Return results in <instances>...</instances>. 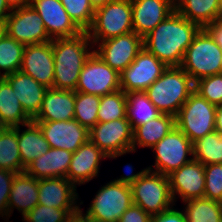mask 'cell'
I'll return each instance as SVG.
<instances>
[{"instance_id":"1","label":"cell","mask_w":222,"mask_h":222,"mask_svg":"<svg viewBox=\"0 0 222 222\" xmlns=\"http://www.w3.org/2000/svg\"><path fill=\"white\" fill-rule=\"evenodd\" d=\"M201 27L176 10L143 38L144 48L167 66H181L188 46Z\"/></svg>"},{"instance_id":"2","label":"cell","mask_w":222,"mask_h":222,"mask_svg":"<svg viewBox=\"0 0 222 222\" xmlns=\"http://www.w3.org/2000/svg\"><path fill=\"white\" fill-rule=\"evenodd\" d=\"M54 58L53 88L76 91L79 74L87 59L94 52V45L87 32L75 37L52 39Z\"/></svg>"},{"instance_id":"3","label":"cell","mask_w":222,"mask_h":222,"mask_svg":"<svg viewBox=\"0 0 222 222\" xmlns=\"http://www.w3.org/2000/svg\"><path fill=\"white\" fill-rule=\"evenodd\" d=\"M194 91V82L180 66H168L144 92L162 113L176 117Z\"/></svg>"},{"instance_id":"4","label":"cell","mask_w":222,"mask_h":222,"mask_svg":"<svg viewBox=\"0 0 222 222\" xmlns=\"http://www.w3.org/2000/svg\"><path fill=\"white\" fill-rule=\"evenodd\" d=\"M133 32L131 0H111L95 9L87 34L95 46L98 42Z\"/></svg>"},{"instance_id":"5","label":"cell","mask_w":222,"mask_h":222,"mask_svg":"<svg viewBox=\"0 0 222 222\" xmlns=\"http://www.w3.org/2000/svg\"><path fill=\"white\" fill-rule=\"evenodd\" d=\"M221 59V47L201 28L188 46L180 67L196 82L201 78L220 74Z\"/></svg>"},{"instance_id":"6","label":"cell","mask_w":222,"mask_h":222,"mask_svg":"<svg viewBox=\"0 0 222 222\" xmlns=\"http://www.w3.org/2000/svg\"><path fill=\"white\" fill-rule=\"evenodd\" d=\"M216 105L193 91L175 117V125L193 143L215 131Z\"/></svg>"},{"instance_id":"7","label":"cell","mask_w":222,"mask_h":222,"mask_svg":"<svg viewBox=\"0 0 222 222\" xmlns=\"http://www.w3.org/2000/svg\"><path fill=\"white\" fill-rule=\"evenodd\" d=\"M133 204L151 216L175 205L167 175L147 170L131 185Z\"/></svg>"},{"instance_id":"8","label":"cell","mask_w":222,"mask_h":222,"mask_svg":"<svg viewBox=\"0 0 222 222\" xmlns=\"http://www.w3.org/2000/svg\"><path fill=\"white\" fill-rule=\"evenodd\" d=\"M151 150L155 162L154 165L147 166L148 170L167 176L193 160L192 142L176 126Z\"/></svg>"},{"instance_id":"9","label":"cell","mask_w":222,"mask_h":222,"mask_svg":"<svg viewBox=\"0 0 222 222\" xmlns=\"http://www.w3.org/2000/svg\"><path fill=\"white\" fill-rule=\"evenodd\" d=\"M97 192L86 214L106 222H118L133 204L131 186L114 180L105 183Z\"/></svg>"},{"instance_id":"10","label":"cell","mask_w":222,"mask_h":222,"mask_svg":"<svg viewBox=\"0 0 222 222\" xmlns=\"http://www.w3.org/2000/svg\"><path fill=\"white\" fill-rule=\"evenodd\" d=\"M89 140L109 159L133 153V128L127 118L109 122H97L89 130Z\"/></svg>"},{"instance_id":"11","label":"cell","mask_w":222,"mask_h":222,"mask_svg":"<svg viewBox=\"0 0 222 222\" xmlns=\"http://www.w3.org/2000/svg\"><path fill=\"white\" fill-rule=\"evenodd\" d=\"M120 73L94 51L79 74L77 92L104 96L120 90Z\"/></svg>"},{"instance_id":"12","label":"cell","mask_w":222,"mask_h":222,"mask_svg":"<svg viewBox=\"0 0 222 222\" xmlns=\"http://www.w3.org/2000/svg\"><path fill=\"white\" fill-rule=\"evenodd\" d=\"M168 66L144 47L134 61L120 73V88L129 92L145 91Z\"/></svg>"},{"instance_id":"13","label":"cell","mask_w":222,"mask_h":222,"mask_svg":"<svg viewBox=\"0 0 222 222\" xmlns=\"http://www.w3.org/2000/svg\"><path fill=\"white\" fill-rule=\"evenodd\" d=\"M94 51L112 69L121 73L143 49V38L135 32L119 35L98 42Z\"/></svg>"},{"instance_id":"14","label":"cell","mask_w":222,"mask_h":222,"mask_svg":"<svg viewBox=\"0 0 222 222\" xmlns=\"http://www.w3.org/2000/svg\"><path fill=\"white\" fill-rule=\"evenodd\" d=\"M6 21L7 35L25 46L51 41L43 20L31 5L12 10Z\"/></svg>"},{"instance_id":"15","label":"cell","mask_w":222,"mask_h":222,"mask_svg":"<svg viewBox=\"0 0 222 222\" xmlns=\"http://www.w3.org/2000/svg\"><path fill=\"white\" fill-rule=\"evenodd\" d=\"M170 191L174 203L178 198L182 202L204 198L205 174L204 165L196 160L182 165L168 175Z\"/></svg>"},{"instance_id":"16","label":"cell","mask_w":222,"mask_h":222,"mask_svg":"<svg viewBox=\"0 0 222 222\" xmlns=\"http://www.w3.org/2000/svg\"><path fill=\"white\" fill-rule=\"evenodd\" d=\"M51 148L75 152L89 140V130L75 119L68 121H34Z\"/></svg>"},{"instance_id":"17","label":"cell","mask_w":222,"mask_h":222,"mask_svg":"<svg viewBox=\"0 0 222 222\" xmlns=\"http://www.w3.org/2000/svg\"><path fill=\"white\" fill-rule=\"evenodd\" d=\"M30 5L40 15L51 40L75 37L82 32L71 20L60 0H31Z\"/></svg>"},{"instance_id":"18","label":"cell","mask_w":222,"mask_h":222,"mask_svg":"<svg viewBox=\"0 0 222 222\" xmlns=\"http://www.w3.org/2000/svg\"><path fill=\"white\" fill-rule=\"evenodd\" d=\"M20 70L46 88H52L54 81L52 42L26 45Z\"/></svg>"},{"instance_id":"19","label":"cell","mask_w":222,"mask_h":222,"mask_svg":"<svg viewBox=\"0 0 222 222\" xmlns=\"http://www.w3.org/2000/svg\"><path fill=\"white\" fill-rule=\"evenodd\" d=\"M133 32L144 38L175 11L174 0H131Z\"/></svg>"},{"instance_id":"20","label":"cell","mask_w":222,"mask_h":222,"mask_svg":"<svg viewBox=\"0 0 222 222\" xmlns=\"http://www.w3.org/2000/svg\"><path fill=\"white\" fill-rule=\"evenodd\" d=\"M108 156L104 154L93 142L88 140L73 152L67 179L76 185H85L99 176L102 159Z\"/></svg>"},{"instance_id":"21","label":"cell","mask_w":222,"mask_h":222,"mask_svg":"<svg viewBox=\"0 0 222 222\" xmlns=\"http://www.w3.org/2000/svg\"><path fill=\"white\" fill-rule=\"evenodd\" d=\"M38 194V204L59 209H80L77 186L65 177L39 179Z\"/></svg>"},{"instance_id":"22","label":"cell","mask_w":222,"mask_h":222,"mask_svg":"<svg viewBox=\"0 0 222 222\" xmlns=\"http://www.w3.org/2000/svg\"><path fill=\"white\" fill-rule=\"evenodd\" d=\"M25 113L33 119L39 112L47 88L21 70L5 76Z\"/></svg>"},{"instance_id":"23","label":"cell","mask_w":222,"mask_h":222,"mask_svg":"<svg viewBox=\"0 0 222 222\" xmlns=\"http://www.w3.org/2000/svg\"><path fill=\"white\" fill-rule=\"evenodd\" d=\"M75 91L47 88L41 108L32 121L74 119Z\"/></svg>"},{"instance_id":"24","label":"cell","mask_w":222,"mask_h":222,"mask_svg":"<svg viewBox=\"0 0 222 222\" xmlns=\"http://www.w3.org/2000/svg\"><path fill=\"white\" fill-rule=\"evenodd\" d=\"M38 200V179L25 171L16 173L10 190L6 222H9L14 209H17L23 217L38 204Z\"/></svg>"},{"instance_id":"25","label":"cell","mask_w":222,"mask_h":222,"mask_svg":"<svg viewBox=\"0 0 222 222\" xmlns=\"http://www.w3.org/2000/svg\"><path fill=\"white\" fill-rule=\"evenodd\" d=\"M73 153L65 149L51 148L44 155H40L26 168L25 172L35 179L65 177L70 167Z\"/></svg>"},{"instance_id":"26","label":"cell","mask_w":222,"mask_h":222,"mask_svg":"<svg viewBox=\"0 0 222 222\" xmlns=\"http://www.w3.org/2000/svg\"><path fill=\"white\" fill-rule=\"evenodd\" d=\"M21 127L25 129L21 130ZM18 146L24 168L50 149L42 130L34 121L18 126Z\"/></svg>"},{"instance_id":"27","label":"cell","mask_w":222,"mask_h":222,"mask_svg":"<svg viewBox=\"0 0 222 222\" xmlns=\"http://www.w3.org/2000/svg\"><path fill=\"white\" fill-rule=\"evenodd\" d=\"M175 126V117L168 114H161L159 117L137 126L133 130L132 151L135 153L139 147H154Z\"/></svg>"},{"instance_id":"28","label":"cell","mask_w":222,"mask_h":222,"mask_svg":"<svg viewBox=\"0 0 222 222\" xmlns=\"http://www.w3.org/2000/svg\"><path fill=\"white\" fill-rule=\"evenodd\" d=\"M175 10L204 28L219 19V0H175Z\"/></svg>"},{"instance_id":"29","label":"cell","mask_w":222,"mask_h":222,"mask_svg":"<svg viewBox=\"0 0 222 222\" xmlns=\"http://www.w3.org/2000/svg\"><path fill=\"white\" fill-rule=\"evenodd\" d=\"M0 120L11 128L32 121L23 110L12 86L6 79L0 84Z\"/></svg>"},{"instance_id":"30","label":"cell","mask_w":222,"mask_h":222,"mask_svg":"<svg viewBox=\"0 0 222 222\" xmlns=\"http://www.w3.org/2000/svg\"><path fill=\"white\" fill-rule=\"evenodd\" d=\"M126 110V118L133 130L162 114L144 91L126 94Z\"/></svg>"},{"instance_id":"31","label":"cell","mask_w":222,"mask_h":222,"mask_svg":"<svg viewBox=\"0 0 222 222\" xmlns=\"http://www.w3.org/2000/svg\"><path fill=\"white\" fill-rule=\"evenodd\" d=\"M0 169L24 172L18 146V126L8 127L0 137Z\"/></svg>"},{"instance_id":"32","label":"cell","mask_w":222,"mask_h":222,"mask_svg":"<svg viewBox=\"0 0 222 222\" xmlns=\"http://www.w3.org/2000/svg\"><path fill=\"white\" fill-rule=\"evenodd\" d=\"M184 203L187 222H222V205L219 201L197 198Z\"/></svg>"},{"instance_id":"33","label":"cell","mask_w":222,"mask_h":222,"mask_svg":"<svg viewBox=\"0 0 222 222\" xmlns=\"http://www.w3.org/2000/svg\"><path fill=\"white\" fill-rule=\"evenodd\" d=\"M193 160L208 164L222 163V136L216 131L206 134L192 143Z\"/></svg>"},{"instance_id":"34","label":"cell","mask_w":222,"mask_h":222,"mask_svg":"<svg viewBox=\"0 0 222 222\" xmlns=\"http://www.w3.org/2000/svg\"><path fill=\"white\" fill-rule=\"evenodd\" d=\"M100 97L75 91L74 119L88 130L98 122Z\"/></svg>"},{"instance_id":"35","label":"cell","mask_w":222,"mask_h":222,"mask_svg":"<svg viewBox=\"0 0 222 222\" xmlns=\"http://www.w3.org/2000/svg\"><path fill=\"white\" fill-rule=\"evenodd\" d=\"M25 45L6 35L0 40V72L3 75L21 69Z\"/></svg>"},{"instance_id":"36","label":"cell","mask_w":222,"mask_h":222,"mask_svg":"<svg viewBox=\"0 0 222 222\" xmlns=\"http://www.w3.org/2000/svg\"><path fill=\"white\" fill-rule=\"evenodd\" d=\"M126 93L120 89L100 97L98 122L126 118Z\"/></svg>"},{"instance_id":"37","label":"cell","mask_w":222,"mask_h":222,"mask_svg":"<svg viewBox=\"0 0 222 222\" xmlns=\"http://www.w3.org/2000/svg\"><path fill=\"white\" fill-rule=\"evenodd\" d=\"M79 209H59L37 204L22 217L24 222H69Z\"/></svg>"},{"instance_id":"38","label":"cell","mask_w":222,"mask_h":222,"mask_svg":"<svg viewBox=\"0 0 222 222\" xmlns=\"http://www.w3.org/2000/svg\"><path fill=\"white\" fill-rule=\"evenodd\" d=\"M67 14L75 25L82 31L87 32L90 28L95 9L89 0H60Z\"/></svg>"},{"instance_id":"39","label":"cell","mask_w":222,"mask_h":222,"mask_svg":"<svg viewBox=\"0 0 222 222\" xmlns=\"http://www.w3.org/2000/svg\"><path fill=\"white\" fill-rule=\"evenodd\" d=\"M194 91L209 103L222 105V74H214L194 82Z\"/></svg>"},{"instance_id":"40","label":"cell","mask_w":222,"mask_h":222,"mask_svg":"<svg viewBox=\"0 0 222 222\" xmlns=\"http://www.w3.org/2000/svg\"><path fill=\"white\" fill-rule=\"evenodd\" d=\"M204 198L221 202L222 200V163L204 166Z\"/></svg>"},{"instance_id":"41","label":"cell","mask_w":222,"mask_h":222,"mask_svg":"<svg viewBox=\"0 0 222 222\" xmlns=\"http://www.w3.org/2000/svg\"><path fill=\"white\" fill-rule=\"evenodd\" d=\"M15 175V172L0 169V217H3L4 221L7 220L8 200Z\"/></svg>"},{"instance_id":"42","label":"cell","mask_w":222,"mask_h":222,"mask_svg":"<svg viewBox=\"0 0 222 222\" xmlns=\"http://www.w3.org/2000/svg\"><path fill=\"white\" fill-rule=\"evenodd\" d=\"M152 216L140 206L132 204L121 216L118 222H151Z\"/></svg>"},{"instance_id":"43","label":"cell","mask_w":222,"mask_h":222,"mask_svg":"<svg viewBox=\"0 0 222 222\" xmlns=\"http://www.w3.org/2000/svg\"><path fill=\"white\" fill-rule=\"evenodd\" d=\"M174 206L161 213L152 215V222H187L183 209L179 210Z\"/></svg>"},{"instance_id":"44","label":"cell","mask_w":222,"mask_h":222,"mask_svg":"<svg viewBox=\"0 0 222 222\" xmlns=\"http://www.w3.org/2000/svg\"><path fill=\"white\" fill-rule=\"evenodd\" d=\"M124 169L126 170V175L123 174L119 176L120 178L113 179L116 182L122 183V184H127V185H132L135 183L147 170L148 168H144L141 171H137V173L133 171V166L130 164H127Z\"/></svg>"},{"instance_id":"45","label":"cell","mask_w":222,"mask_h":222,"mask_svg":"<svg viewBox=\"0 0 222 222\" xmlns=\"http://www.w3.org/2000/svg\"><path fill=\"white\" fill-rule=\"evenodd\" d=\"M204 29L222 49V19L208 23Z\"/></svg>"},{"instance_id":"46","label":"cell","mask_w":222,"mask_h":222,"mask_svg":"<svg viewBox=\"0 0 222 222\" xmlns=\"http://www.w3.org/2000/svg\"><path fill=\"white\" fill-rule=\"evenodd\" d=\"M11 10L26 7L30 5L31 0H5Z\"/></svg>"},{"instance_id":"47","label":"cell","mask_w":222,"mask_h":222,"mask_svg":"<svg viewBox=\"0 0 222 222\" xmlns=\"http://www.w3.org/2000/svg\"><path fill=\"white\" fill-rule=\"evenodd\" d=\"M215 131L222 136V105L216 107Z\"/></svg>"},{"instance_id":"48","label":"cell","mask_w":222,"mask_h":222,"mask_svg":"<svg viewBox=\"0 0 222 222\" xmlns=\"http://www.w3.org/2000/svg\"><path fill=\"white\" fill-rule=\"evenodd\" d=\"M82 208L80 207L79 212L77 213V217L82 221V222H106L101 219H97L95 217H90L86 213H83Z\"/></svg>"},{"instance_id":"49","label":"cell","mask_w":222,"mask_h":222,"mask_svg":"<svg viewBox=\"0 0 222 222\" xmlns=\"http://www.w3.org/2000/svg\"><path fill=\"white\" fill-rule=\"evenodd\" d=\"M11 9L6 4L5 0H0V19H6L11 13Z\"/></svg>"},{"instance_id":"50","label":"cell","mask_w":222,"mask_h":222,"mask_svg":"<svg viewBox=\"0 0 222 222\" xmlns=\"http://www.w3.org/2000/svg\"><path fill=\"white\" fill-rule=\"evenodd\" d=\"M7 35V21L6 19H0V40Z\"/></svg>"},{"instance_id":"51","label":"cell","mask_w":222,"mask_h":222,"mask_svg":"<svg viewBox=\"0 0 222 222\" xmlns=\"http://www.w3.org/2000/svg\"><path fill=\"white\" fill-rule=\"evenodd\" d=\"M92 7L94 9H97L98 7H101L103 5H105L107 2L111 1V0H89Z\"/></svg>"},{"instance_id":"52","label":"cell","mask_w":222,"mask_h":222,"mask_svg":"<svg viewBox=\"0 0 222 222\" xmlns=\"http://www.w3.org/2000/svg\"><path fill=\"white\" fill-rule=\"evenodd\" d=\"M8 127L0 120V137Z\"/></svg>"},{"instance_id":"53","label":"cell","mask_w":222,"mask_h":222,"mask_svg":"<svg viewBox=\"0 0 222 222\" xmlns=\"http://www.w3.org/2000/svg\"><path fill=\"white\" fill-rule=\"evenodd\" d=\"M219 19H222V0H219Z\"/></svg>"},{"instance_id":"54","label":"cell","mask_w":222,"mask_h":222,"mask_svg":"<svg viewBox=\"0 0 222 222\" xmlns=\"http://www.w3.org/2000/svg\"><path fill=\"white\" fill-rule=\"evenodd\" d=\"M69 222H82L77 216H74Z\"/></svg>"},{"instance_id":"55","label":"cell","mask_w":222,"mask_h":222,"mask_svg":"<svg viewBox=\"0 0 222 222\" xmlns=\"http://www.w3.org/2000/svg\"><path fill=\"white\" fill-rule=\"evenodd\" d=\"M4 79H5V75H3V73L0 72V84Z\"/></svg>"},{"instance_id":"56","label":"cell","mask_w":222,"mask_h":222,"mask_svg":"<svg viewBox=\"0 0 222 222\" xmlns=\"http://www.w3.org/2000/svg\"><path fill=\"white\" fill-rule=\"evenodd\" d=\"M220 73L222 74V59H221V69H220Z\"/></svg>"}]
</instances>
